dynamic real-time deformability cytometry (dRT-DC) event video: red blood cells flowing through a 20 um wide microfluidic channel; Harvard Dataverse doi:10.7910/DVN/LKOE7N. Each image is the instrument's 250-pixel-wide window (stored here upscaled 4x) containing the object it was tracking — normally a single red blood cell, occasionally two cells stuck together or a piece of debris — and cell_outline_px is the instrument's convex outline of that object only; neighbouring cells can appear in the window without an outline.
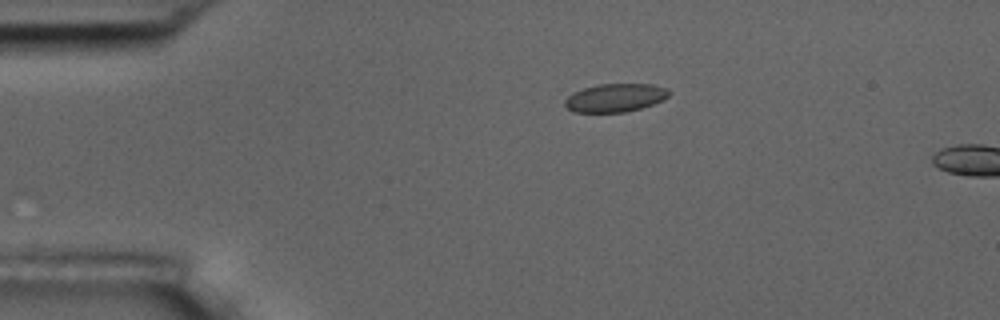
{"species": "common noctule bat (a hibernating species)", "species_latin": "Nyctalus noctula", "temperature_condition": "room temperature", "stored_images_in_passage": 4, "camera_frame_rate_fps": 3000, "um_per_image_px": 0.085, "animal": {"sex": "male", "body_mass_g": 17.5, "forearm_length_mm": 52.3}, "frame": {"image": 1, "passage_image": 1, "time_ms": 0.0, "image_size_px": [1000, 320], "cell_outline_px": [[672, 92], [664, 100], [640, 108], [624, 112], [572, 112], [564, 104], [564, 100], [568, 96], [584, 88], [600, 84], [652, 84], [668, 88]], "centroid_in_image_um": [52.33, 8.31], "position_along_channel_um": 32.7, "area_um2": 17.11}}